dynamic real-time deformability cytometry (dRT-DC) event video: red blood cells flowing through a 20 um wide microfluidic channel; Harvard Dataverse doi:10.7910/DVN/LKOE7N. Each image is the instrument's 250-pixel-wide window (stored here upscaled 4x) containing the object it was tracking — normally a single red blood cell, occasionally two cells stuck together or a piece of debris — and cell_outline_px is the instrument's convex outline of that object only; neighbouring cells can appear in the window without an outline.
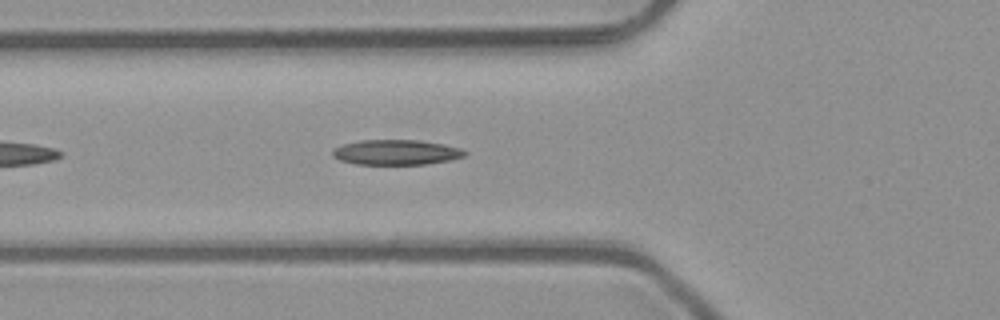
{"species": "common noctule bat (a hibernating species)", "species_latin": "Nyctalus noctula", "temperature_condition": "room temperature", "stored_images_in_passage": 10, "camera_frame_rate_fps": 3000, "um_per_image_px": 0.085, "animal": {"sex": "male", "body_mass_g": 23.1, "forearm_length_mm": 52.7}, "frame": {"image": 1, "passage_image": 6, "time_ms": 1.667, "image_size_px": [1000, 320], "cell_outline_px": [[468, 152], [464, 156], [448, 160], [424, 164], [356, 164], [340, 160], [332, 156], [332, 152], [336, 148], [344, 144], [360, 140], [420, 140], [444, 144], [460, 148]], "centroid_in_image_um": [33.68, 12.94], "position_along_channel_um": 92.1, "area_um2": 19.19}}